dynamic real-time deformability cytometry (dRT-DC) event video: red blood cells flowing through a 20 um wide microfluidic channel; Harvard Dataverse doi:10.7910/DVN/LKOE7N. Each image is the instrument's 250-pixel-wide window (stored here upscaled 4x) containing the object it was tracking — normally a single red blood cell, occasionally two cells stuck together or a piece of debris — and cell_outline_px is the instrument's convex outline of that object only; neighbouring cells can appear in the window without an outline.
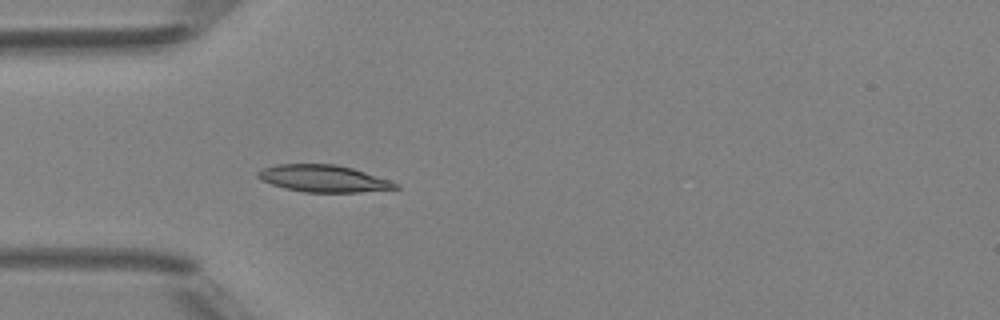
{"species": "Egyptian fruit bat (a non-hibernating species)", "species_latin": "Rousettus aegyptiacus", "temperature_condition": "room temperature", "stored_images_in_passage": 4, "camera_frame_rate_fps": 3000, "um_per_image_px": 0.085, "animal": {"sex": "female"}, "frame": {"image": 1, "passage_image": 4, "time_ms": 4.333, "image_size_px": [1000, 320], "cell_outline_px": [[400, 188], [360, 192], [304, 192], [284, 188], [272, 184], [256, 176], [256, 172], [264, 168], [276, 164], [336, 164], [352, 168], [400, 184]], "centroid_in_image_um": [27.49, 15.17], "position_along_channel_um": 57.5, "area_um2": 21.44}}